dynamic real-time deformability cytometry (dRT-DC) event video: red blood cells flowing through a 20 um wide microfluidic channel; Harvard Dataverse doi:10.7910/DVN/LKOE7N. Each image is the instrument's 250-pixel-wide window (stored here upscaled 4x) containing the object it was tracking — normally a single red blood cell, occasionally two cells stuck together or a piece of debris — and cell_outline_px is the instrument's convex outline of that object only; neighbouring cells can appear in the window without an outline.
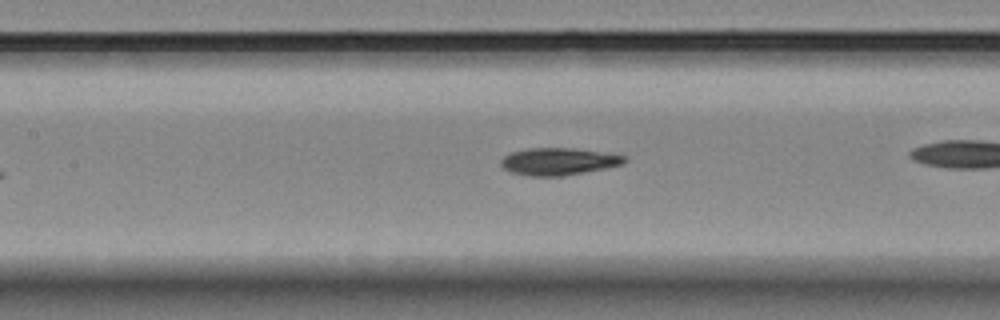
{"species": "Egyptian fruit bat (a non-hibernating species)", "species_latin": "Rousettus aegyptiacus", "temperature_condition": "room temperature", "stored_images_in_passage": 38, "camera_frame_rate_fps": 3000, "um_per_image_px": 0.085, "animal": {"sex": "female"}, "frame": {"image": 1, "passage_image": 12, "time_ms": 3.667, "image_size_px": [1000, 320], "cell_outline_px": [[628, 160], [624, 164], [584, 172], [560, 176], [532, 176], [512, 172], [504, 168], [500, 164], [500, 160], [504, 156], [512, 152], [528, 148], [572, 148], [628, 156]], "centroid_in_image_um": [47.49, 13.72], "position_along_channel_um": 159.9, "area_um2": 19.42}}
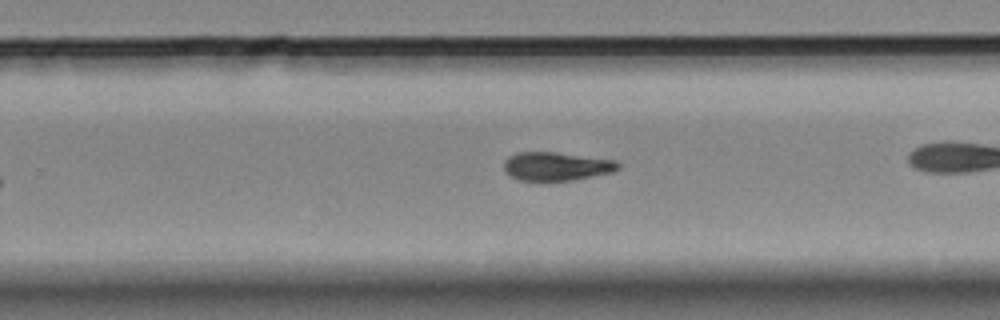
{"frame": {"image": 2, "passage_image": 22, "time_ms": 7.0, "image_size_px": [1000, 320], "cell_outline_px": [[620, 168], [612, 172], [572, 180], [520, 180], [508, 176], [504, 168], [504, 160], [508, 156], [516, 152], [556, 152], [616, 160], [620, 164]], "centroid_in_image_um": [47.27, 14.12], "position_along_channel_um": 282.5, "area_um2": 19.02}, "authors_computed_cell_mechanics": {"area_um2": 19.8543, "velocity_mm_per_s": 3.6951, "shape_relaxation_time_tau1_ms": 4.7837, "shape_relaxation_time_tau2_ms": null, "deformation_change_tau1": 0.142, "deformation_change_tau2": null}}